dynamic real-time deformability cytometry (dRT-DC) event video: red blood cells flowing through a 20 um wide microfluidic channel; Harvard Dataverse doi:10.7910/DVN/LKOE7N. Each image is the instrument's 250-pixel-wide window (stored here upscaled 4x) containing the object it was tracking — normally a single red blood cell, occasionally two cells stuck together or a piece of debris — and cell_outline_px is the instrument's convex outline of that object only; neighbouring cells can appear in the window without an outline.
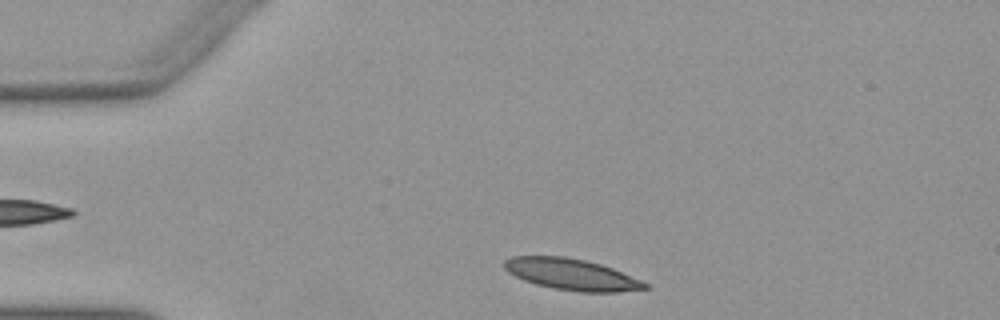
{"species": "Egyptian fruit bat (a non-hibernating species)", "species_latin": "Rousettus aegyptiacus", "temperature_condition": "warm", "stored_images_in_passage": 33, "camera_frame_rate_fps": 3000, "um_per_image_px": 0.085, "animal": {"sex": "female"}, "frame": {"image": 1, "passage_image": 2, "time_ms": 0.333, "image_size_px": [1000, 320], "cell_outline_px": [[648, 288], [616, 292], [580, 292], [556, 288], [536, 284], [524, 280], [508, 272], [504, 268], [504, 260], [512, 256], [564, 256], [584, 260], [600, 264], [612, 268], [640, 280], [648, 284]], "centroid_in_image_um": [48.55, 23.31], "position_along_channel_um": 36.4, "area_um2": 25.32}}
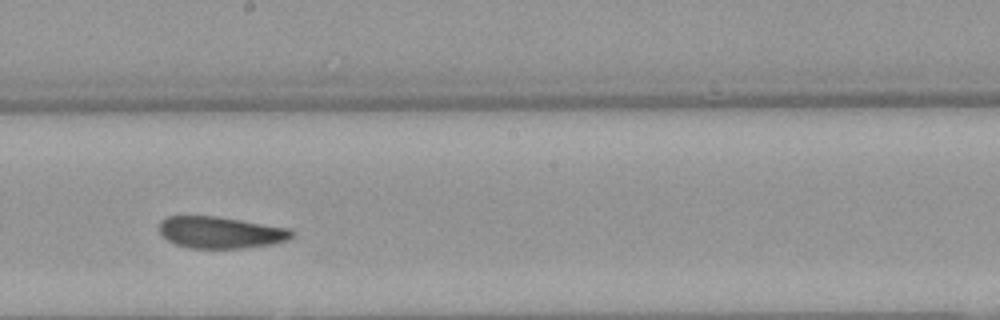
{"frame": {"image": 2, "passage_image": 20, "time_ms": 6.333, "image_size_px": [1000, 320], "cell_outline_px": [[292, 236], [288, 240], [272, 244], [240, 248], [188, 248], [176, 244], [160, 236], [160, 220], [168, 216], [216, 216], [288, 228], [292, 232]], "centroid_in_image_um": [18.7, 19.76], "position_along_channel_um": 229.5, "area_um2": 24.33}}
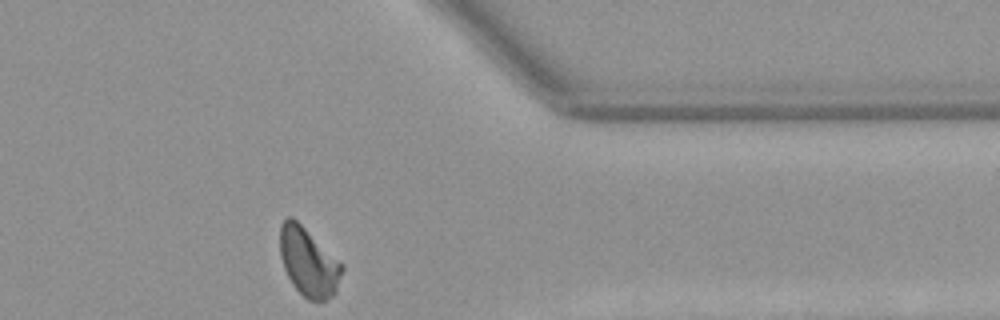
{"frame": {"image": 3, "passage_image": 33, "time_ms": 10.667, "image_size_px": [1000, 320], "cell_outline_px": [[344, 268], [336, 292], [332, 296], [324, 300], [308, 300], [292, 284], [284, 268], [280, 256], [280, 224], [288, 216], [292, 216], [344, 264]], "centroid_in_image_um": [26.23, 22.26], "position_along_channel_um": 385.2, "area_um2": 24.74}, "authors_computed_cell_mechanics": {"area_um2": 25.4898, "velocity_mm_per_s": 3.9103, "shape_relaxation_time_tau1_ms": 10.2714, "shape_relaxation_time_tau2_ms": 2.7489, "deformation_change_tau1": 0.2488, "deformation_change_tau2": 0.1042}}